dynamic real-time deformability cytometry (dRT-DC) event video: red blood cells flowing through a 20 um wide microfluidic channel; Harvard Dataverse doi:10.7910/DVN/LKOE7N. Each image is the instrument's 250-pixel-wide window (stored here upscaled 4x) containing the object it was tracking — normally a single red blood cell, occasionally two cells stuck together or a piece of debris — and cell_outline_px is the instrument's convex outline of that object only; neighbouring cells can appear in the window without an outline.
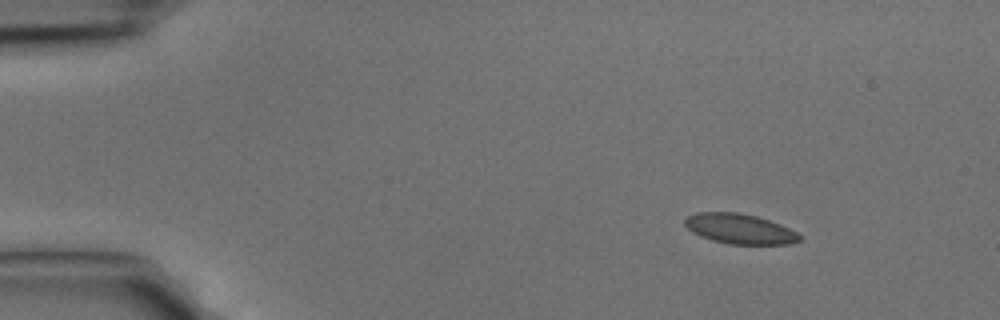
{"species": "common noctule bat (a hibernating species)", "species_latin": "Nyctalus noctula", "temperature_condition": "cold", "stored_images_in_passage": 38, "camera_frame_rate_fps": 3000, "um_per_image_px": 0.085, "animal": {"sex": "male", "body_mass_g": 15.6}, "frame": {"image": 1, "passage_image": 1, "time_ms": 0.0, "image_size_px": [1000, 320], "cell_outline_px": [[804, 240], [792, 244], [728, 244], [712, 240], [700, 236], [692, 232], [684, 224], [684, 216], [696, 212], [736, 212], [756, 216], [780, 224], [804, 236]], "centroid_in_image_um": [62.88, 19.45], "position_along_channel_um": 22.1, "area_um2": 20.35}}
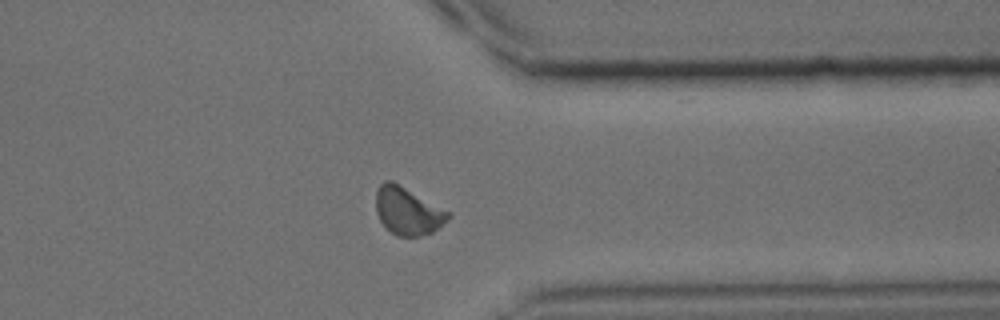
{"frame": {"image": 2, "passage_image": 29, "time_ms": 9.333, "image_size_px": [1000, 320], "cell_outline_px": [[452, 216], [432, 232], [420, 236], [396, 236], [380, 220], [376, 212], [376, 192], [380, 184], [384, 180], [392, 180], [452, 212]], "centroid_in_image_um": [34.67, 17.91], "position_along_channel_um": 376.7, "area_um2": 20.11}}
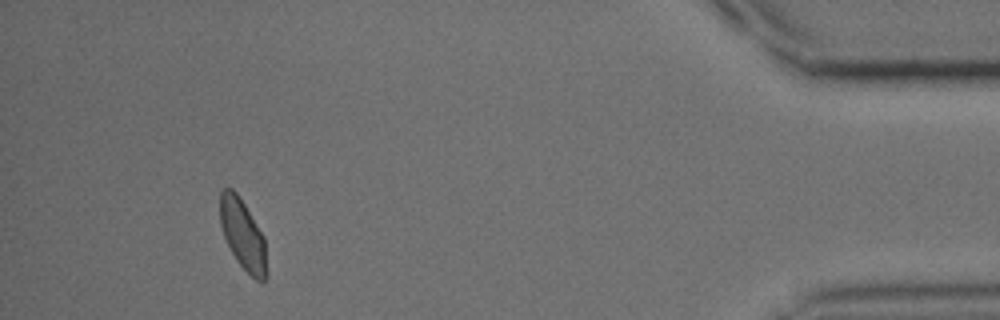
{"frame": {"image": 3, "passage_image": 35, "time_ms": 11.333, "image_size_px": [1000, 320], "cell_outline_px": [[268, 276], [264, 280], [256, 280], [236, 260], [224, 236], [220, 224], [220, 192], [224, 188], [232, 188], [236, 192], [244, 204], [264, 236]], "centroid_in_image_um": [20.65, 19.94], "position_along_channel_um": 414.6, "area_um2": 18.9}}